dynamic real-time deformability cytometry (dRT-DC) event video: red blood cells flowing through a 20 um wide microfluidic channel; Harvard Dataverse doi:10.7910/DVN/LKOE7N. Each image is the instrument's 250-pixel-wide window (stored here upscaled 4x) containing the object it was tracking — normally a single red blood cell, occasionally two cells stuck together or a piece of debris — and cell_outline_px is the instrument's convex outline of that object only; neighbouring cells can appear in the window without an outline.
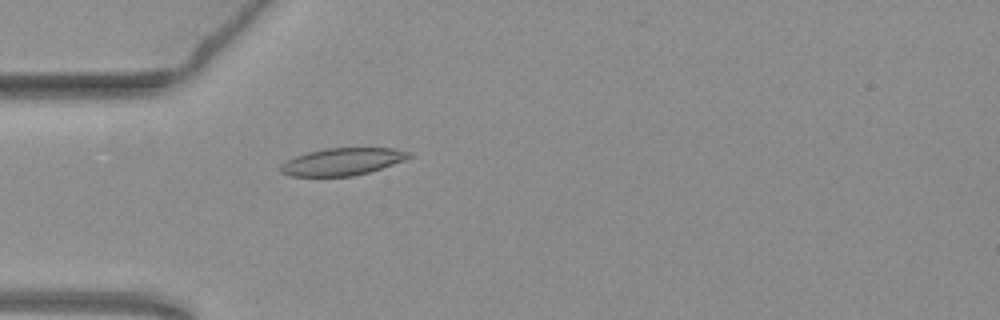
{"species": "common noctule bat (a hibernating species)", "species_latin": "Nyctalus noctula", "temperature_condition": "warm", "stored_images_in_passage": 42, "camera_frame_rate_fps": 3000, "um_per_image_px": 0.085, "animal": {"sex": "female", "body_mass_g": 19.3, "forearm_length_mm": 54.1}, "frame": {"image": 1, "passage_image": 4, "time_ms": 1.0, "image_size_px": [1000, 320], "cell_outline_px": [[412, 156], [404, 160], [368, 172], [352, 176], [288, 176], [280, 172], [280, 164], [296, 156], [308, 152], [324, 148], [392, 148], [412, 152]], "centroid_in_image_um": [29.08, 13.73], "position_along_channel_um": 55.9, "area_um2": 20.29}}
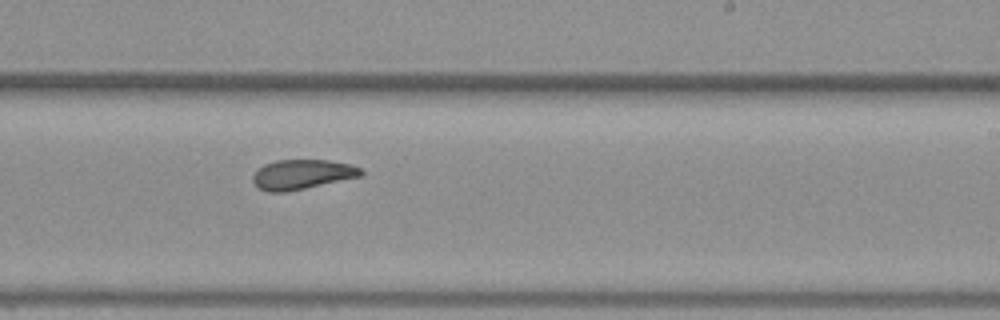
{"frame": {"image": 2, "passage_image": 21, "time_ms": 6.667, "image_size_px": [1000, 320], "cell_outline_px": [[364, 176], [284, 192], [268, 192], [260, 188], [252, 180], [252, 176], [264, 164], [276, 160], [328, 160], [352, 164], [360, 168], [364, 172]], "centroid_in_image_um": [25.73, 14.81], "position_along_channel_um": 263.3, "area_um2": 18.67}}
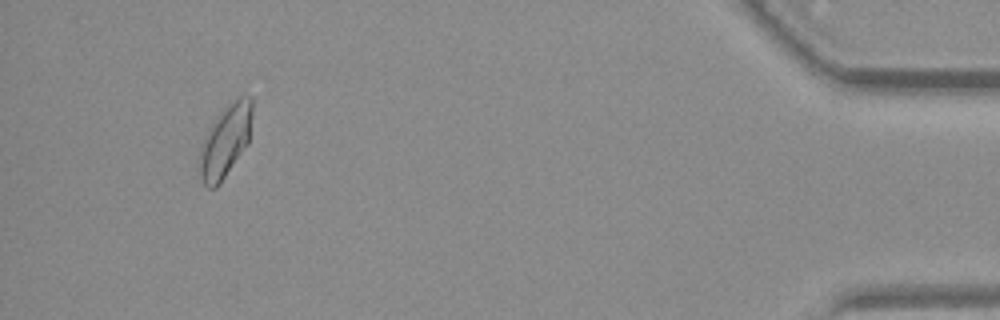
{"frame": {"image": 3, "passage_image": 39, "time_ms": 12.667, "image_size_px": [1000, 320], "cell_outline_px": [[252, 116], [248, 144], [220, 184], [216, 188], [208, 188], [204, 184], [200, 176], [200, 148], [204, 136], [212, 124], [228, 104], [232, 100], [240, 96], [252, 96]], "centroid_in_image_um": [19.17, 12.0], "position_along_channel_um": 416.0, "area_um2": 22.02}, "authors_computed_cell_mechanics": {"area_um2": 19.5364, "velocity_mm_per_s": 3.7584, "shape_relaxation_time_tau1_ms": 4.3829, "shape_relaxation_time_tau2_ms": 4.0477, "deformation_change_tau1": 0.1553, "deformation_change_tau2": 0.1192}}